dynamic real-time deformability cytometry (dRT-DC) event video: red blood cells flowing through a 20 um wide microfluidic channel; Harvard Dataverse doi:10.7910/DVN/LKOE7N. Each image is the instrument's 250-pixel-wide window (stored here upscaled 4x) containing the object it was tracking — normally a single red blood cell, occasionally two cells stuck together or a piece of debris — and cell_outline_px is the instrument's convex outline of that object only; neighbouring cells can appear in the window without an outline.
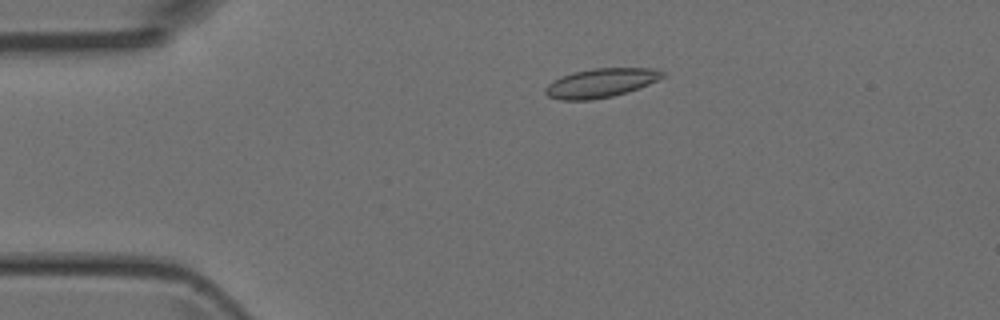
{"species": "Egyptian fruit bat (a non-hibernating species)", "species_latin": "Rousettus aegyptiacus", "temperature_condition": "room temperature", "stored_images_in_passage": 51, "camera_frame_rate_fps": 3000, "um_per_image_px": 0.085, "animal": {"sex": "female"}, "frame": {"image": 1, "passage_image": 11, "time_ms": 3.333, "image_size_px": [1000, 320], "cell_outline_px": [[664, 76], [648, 84], [628, 92], [612, 96], [592, 100], [560, 100], [548, 96], [544, 92], [544, 88], [552, 80], [560, 76], [572, 72], [592, 68], [656, 68], [664, 72]], "centroid_in_image_um": [51.02, 7.05], "position_along_channel_um": 34.0, "area_um2": 19.94}}
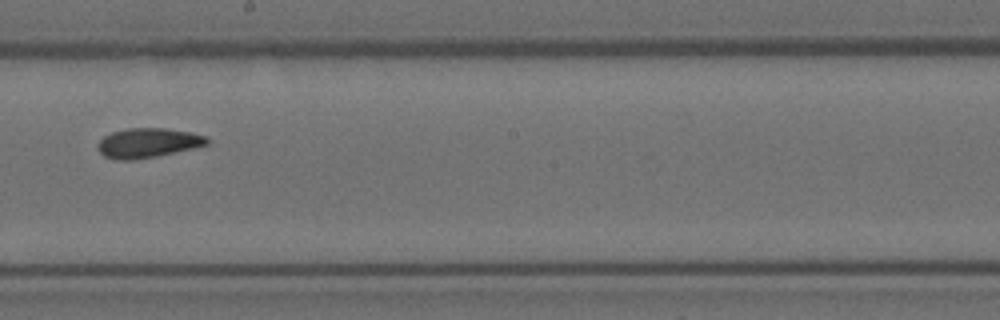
{"frame": {"image": 2, "passage_image": 29, "time_ms": 9.333, "image_size_px": [1000, 320], "cell_outline_px": [[208, 144], [192, 148], [156, 156], [132, 160], [116, 160], [104, 156], [96, 148], [96, 144], [104, 136], [112, 132], [128, 128], [164, 128], [192, 132], [208, 136]], "centroid_in_image_um": [12.54, 12.14], "position_along_channel_um": 235.7, "area_um2": 18.84}}
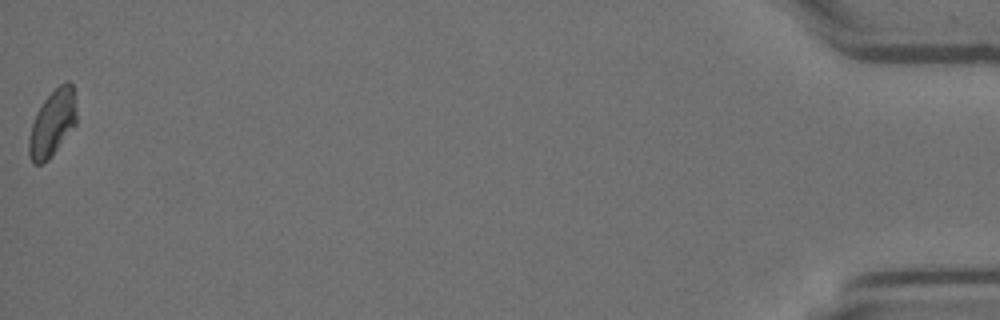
{"frame": {"image": 3, "passage_image": 51, "time_ms": 16.667, "image_size_px": [1000, 320], "cell_outline_px": [[76, 124], [48, 160], [40, 164], [32, 164], [28, 156], [28, 136], [36, 112], [44, 100], [64, 80], [68, 80], [72, 84], [76, 108]], "centroid_in_image_um": [4.43, 10.48], "position_along_channel_um": 430.8, "area_um2": 18.44}}